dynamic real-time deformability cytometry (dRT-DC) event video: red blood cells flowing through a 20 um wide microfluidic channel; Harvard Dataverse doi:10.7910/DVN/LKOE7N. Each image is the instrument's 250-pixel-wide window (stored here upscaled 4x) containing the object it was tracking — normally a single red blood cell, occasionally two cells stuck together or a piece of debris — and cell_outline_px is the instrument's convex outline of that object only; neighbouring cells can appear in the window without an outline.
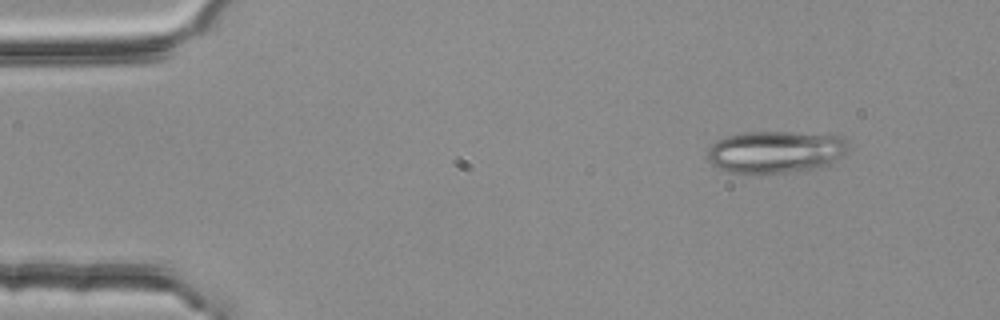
{"species": "common noctule bat (a hibernating species)", "species_latin": "Nyctalus noctula", "temperature_condition": "room temperature", "stored_images_in_passage": 49, "camera_frame_rate_fps": 3000, "um_per_image_px": 0.085, "animal": {"sex": "female", "body_mass_g": 25.1}, "frame": {"image": 1, "passage_image": 1, "time_ms": 0.0, "image_size_px": [1000, 320], "cell_outline_px": [[852, 144], [840, 156], [824, 168], [756, 176], [744, 176], [728, 172], [712, 164], [708, 160], [708, 148], [712, 144], [728, 136], [744, 132], [792, 132], [844, 136]], "centroid_in_image_um": [65.94, 12.95], "position_along_channel_um": 19.1, "area_um2": 35.6}}
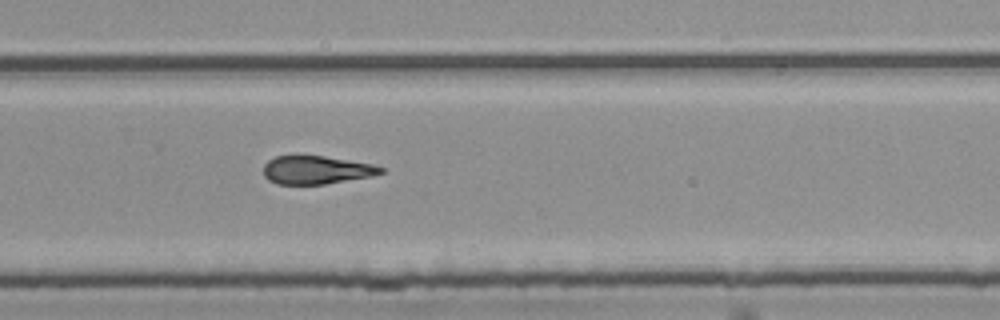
{"frame": {"image": 2, "passage_image": 31, "time_ms": 10.0, "image_size_px": [1000, 320], "cell_outline_px": [[384, 172], [372, 176], [324, 184], [276, 184], [268, 180], [264, 176], [264, 164], [268, 160], [276, 156], [292, 152], [324, 156], [372, 164], [384, 168]], "centroid_in_image_um": [26.82, 14.4], "position_along_channel_um": 303.0, "area_um2": 19.88}}
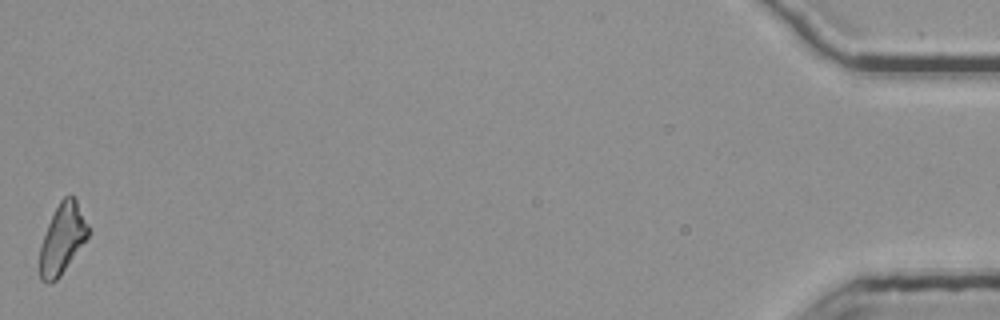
{"frame": {"image": 3, "passage_image": 49, "time_ms": 16.0, "image_size_px": [1000, 320], "cell_outline_px": [[88, 236], [60, 276], [56, 280], [48, 284], [40, 280], [40, 244], [48, 224], [60, 200], [64, 196], [72, 196], [76, 200], [88, 224]], "centroid_in_image_um": [5.27, 20.32], "position_along_channel_um": 429.9, "area_um2": 19.36}, "authors_computed_cell_mechanics": {"area_um2": 20.4034, "velocity_mm_per_s": 3.7812, "shape_relaxation_time_tau1_ms": 10.5971, "shape_relaxation_time_tau2_ms": null, "deformation_change_tau1": 0.2381, "deformation_change_tau2": null}}